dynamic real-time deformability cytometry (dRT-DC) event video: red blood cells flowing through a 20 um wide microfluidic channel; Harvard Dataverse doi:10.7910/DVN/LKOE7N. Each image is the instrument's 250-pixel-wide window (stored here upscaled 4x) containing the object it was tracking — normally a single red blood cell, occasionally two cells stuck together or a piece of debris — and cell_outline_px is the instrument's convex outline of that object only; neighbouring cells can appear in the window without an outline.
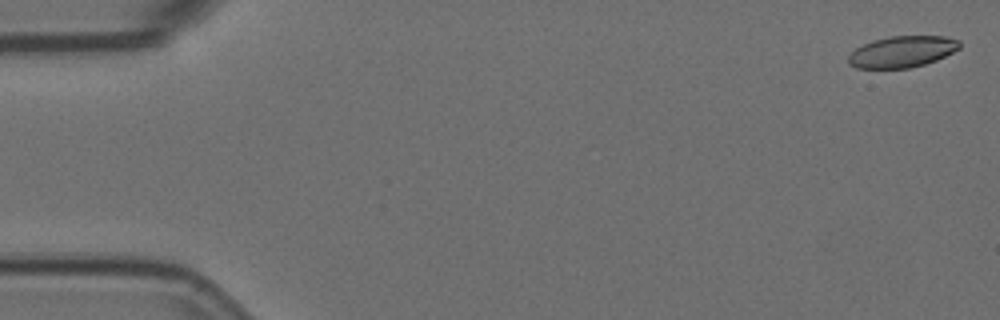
{"species": "Egyptian fruit bat (a non-hibernating species)", "species_latin": "Rousettus aegyptiacus", "temperature_condition": "room temperature", "stored_images_in_passage": 6, "camera_frame_rate_fps": 3000, "um_per_image_px": 0.085, "animal": {"sex": "female"}, "frame": {"image": 1, "passage_image": 1, "time_ms": 0.0, "image_size_px": [1000, 320], "cell_outline_px": [[960, 48], [936, 60], [924, 64], [908, 68], [856, 68], [848, 64], [848, 56], [856, 48], [872, 40], [892, 36], [944, 36], [960, 40]], "centroid_in_image_um": [76.67, 4.39], "position_along_channel_um": 8.3, "area_um2": 20.23}}
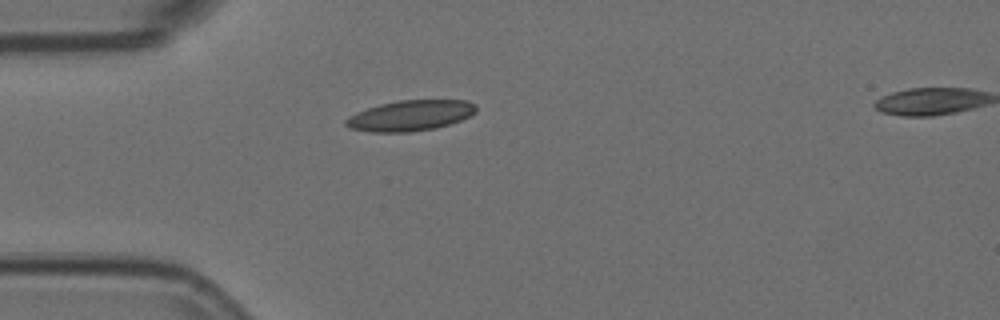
{"frame": {"image": 2, "passage_image": 5, "time_ms": 1.333, "image_size_px": [1000, 320], "cell_outline_px": [[476, 112], [460, 120], [436, 128], [408, 132], [372, 132], [352, 128], [344, 124], [344, 120], [356, 112], [380, 104], [400, 100], [464, 100], [476, 104]], "centroid_in_image_um": [34.87, 9.82], "position_along_channel_um": 50.1, "area_um2": 23.0}}